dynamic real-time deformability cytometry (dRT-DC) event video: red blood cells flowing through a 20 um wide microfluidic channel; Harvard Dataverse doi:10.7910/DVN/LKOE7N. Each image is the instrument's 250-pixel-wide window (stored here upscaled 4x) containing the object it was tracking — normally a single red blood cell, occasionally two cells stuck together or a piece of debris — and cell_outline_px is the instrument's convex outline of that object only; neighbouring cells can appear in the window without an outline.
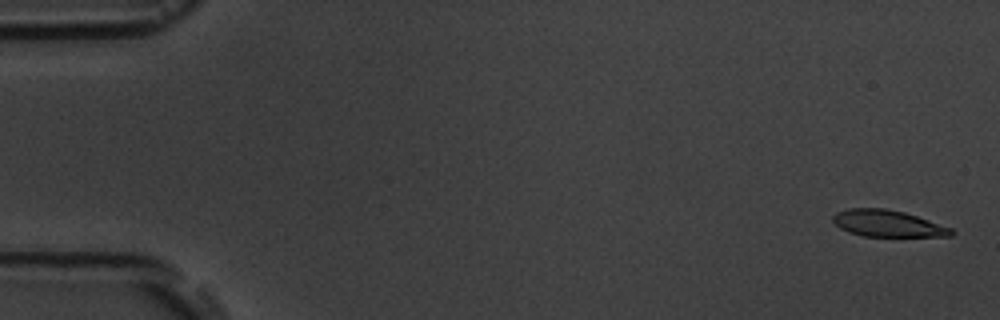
{"species": "common noctule bat (a hibernating species)", "species_latin": "Nyctalus noctula", "temperature_condition": "room temperature", "stored_images_in_passage": 5, "camera_frame_rate_fps": 3000, "um_per_image_px": 0.085, "animal": {"sex": "male", "body_mass_g": 19.5, "forearm_length_mm": 54.6}, "frame": {"image": 1, "passage_image": 1, "time_ms": 0.0, "image_size_px": [1000, 320], "cell_outline_px": [[956, 232], [952, 236], [864, 236], [848, 232], [840, 228], [832, 220], [832, 216], [836, 212], [848, 208], [884, 208], [904, 212], [952, 228]], "centroid_in_image_um": [75.44, 18.99], "position_along_channel_um": 9.6, "area_um2": 18.32}}
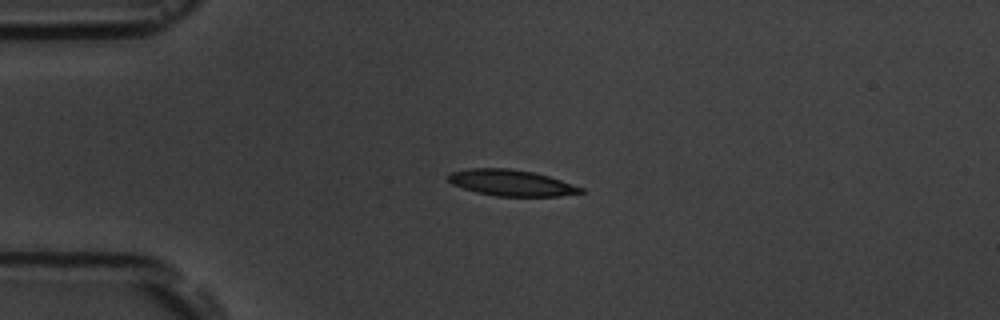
{"frame": {"image": 2, "passage_image": 4, "time_ms": 4.0, "image_size_px": [1000, 320], "cell_outline_px": [[584, 192], [560, 196], [496, 196], [476, 192], [452, 184], [448, 180], [448, 172], [472, 168], [508, 168], [532, 172], [548, 176], [584, 188]], "centroid_in_image_um": [43.44, 15.54], "position_along_channel_um": 41.6, "area_um2": 20.06}}